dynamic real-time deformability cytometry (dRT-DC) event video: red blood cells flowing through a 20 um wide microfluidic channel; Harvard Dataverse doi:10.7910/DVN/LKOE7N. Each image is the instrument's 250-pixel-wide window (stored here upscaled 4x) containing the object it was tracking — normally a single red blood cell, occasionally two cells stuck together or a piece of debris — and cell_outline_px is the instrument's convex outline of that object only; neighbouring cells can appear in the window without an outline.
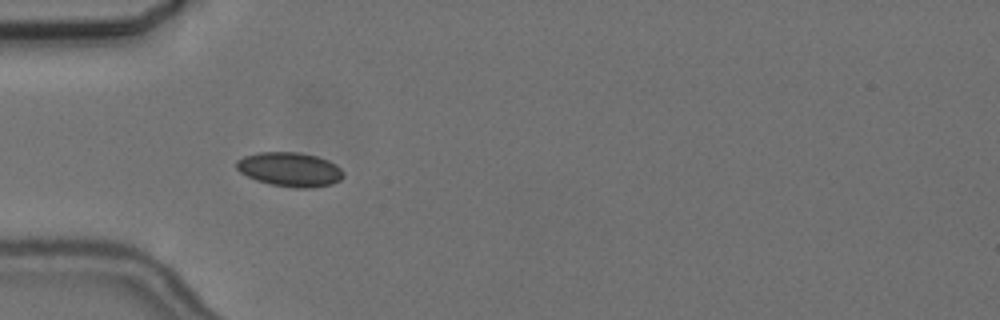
{"species": "common noctule bat (a hibernating species)", "species_latin": "Nyctalus noctula", "temperature_condition": "cold", "stored_images_in_passage": 15, "camera_frame_rate_fps": 3000, "um_per_image_px": 0.085, "animal": {"sex": "female", "body_mass_g": 24.6, "forearm_length_mm": 56.2}, "frame": {"image": 1, "passage_image": 5, "time_ms": 1.333, "image_size_px": [1000, 320], "cell_outline_px": [[344, 176], [340, 180], [332, 184], [312, 188], [296, 188], [268, 184], [256, 180], [240, 172], [236, 168], [236, 160], [244, 156], [260, 152], [300, 152], [316, 156], [328, 160], [336, 164], [344, 172]], "centroid_in_image_um": [24.65, 14.4], "position_along_channel_um": 60.4, "area_um2": 21.5}}
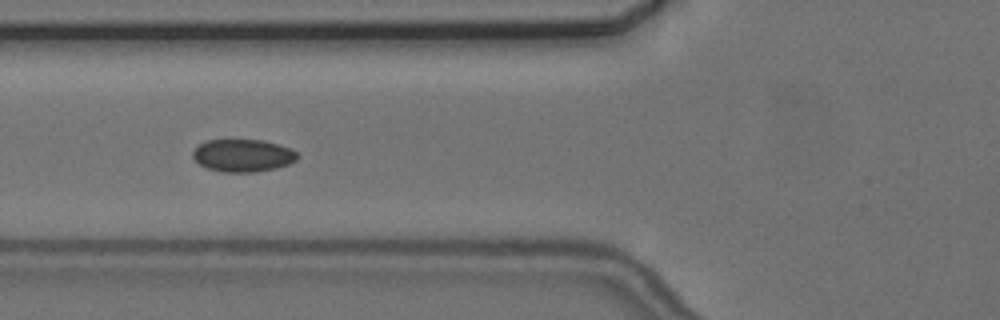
{"frame": {"image": 2, "passage_image": 9, "time_ms": 2.667, "image_size_px": [1000, 320], "cell_outline_px": [[300, 156], [296, 160], [288, 164], [276, 168], [256, 172], [220, 172], [208, 168], [200, 164], [192, 156], [192, 152], [200, 144], [208, 140], [264, 140], [280, 144], [292, 148]], "centroid_in_image_um": [20.69, 13.21], "position_along_channel_um": 105.1, "area_um2": 19.94}}